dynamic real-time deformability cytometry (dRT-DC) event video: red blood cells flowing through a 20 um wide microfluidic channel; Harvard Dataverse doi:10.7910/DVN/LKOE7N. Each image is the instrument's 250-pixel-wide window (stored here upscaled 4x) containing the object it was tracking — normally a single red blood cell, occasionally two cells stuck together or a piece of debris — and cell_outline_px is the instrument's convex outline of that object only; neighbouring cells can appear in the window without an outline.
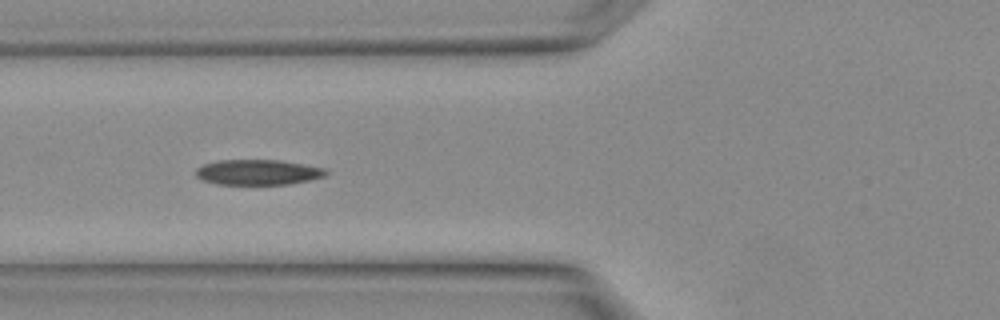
{"species": "Egyptian fruit bat (a non-hibernating species)", "species_latin": "Rousettus aegyptiacus", "temperature_condition": "warm", "stored_images_in_passage": 21, "camera_frame_rate_fps": 3000, "um_per_image_px": 0.085, "animal": {"sex": "female"}, "frame": {"image": 1, "passage_image": 12, "time_ms": 3.667, "image_size_px": [1000, 320], "cell_outline_px": [[328, 172], [324, 176], [308, 180], [288, 184], [216, 184], [204, 180], [196, 176], [196, 168], [204, 164], [216, 160], [280, 160], [324, 168]], "centroid_in_image_um": [21.89, 14.63], "position_along_channel_um": 103.9, "area_um2": 19.02}}